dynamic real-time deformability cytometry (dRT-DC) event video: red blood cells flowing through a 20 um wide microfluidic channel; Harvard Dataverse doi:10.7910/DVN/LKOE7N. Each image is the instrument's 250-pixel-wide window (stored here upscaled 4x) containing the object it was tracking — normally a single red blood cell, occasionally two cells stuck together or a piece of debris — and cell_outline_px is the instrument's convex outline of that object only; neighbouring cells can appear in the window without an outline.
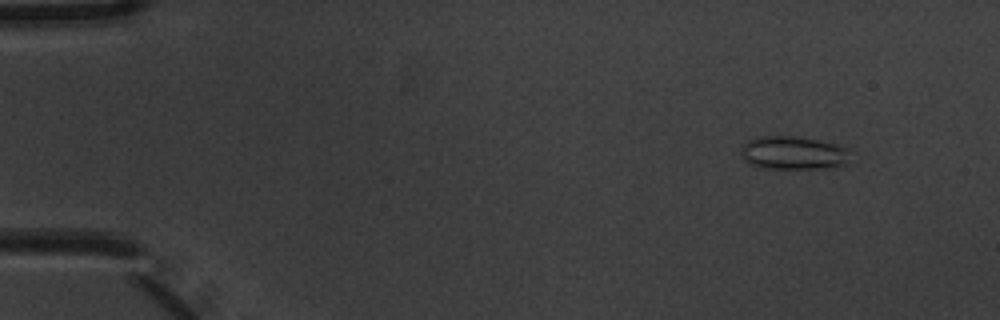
{"species": "common noctule bat (a hibernating species)", "species_latin": "Nyctalus noctula", "temperature_condition": "warm", "stored_images_in_passage": 5, "camera_frame_rate_fps": 3000, "um_per_image_px": 0.085, "animal": {"sex": "male", "body_mass_g": 20.1, "forearm_length_mm": 53.5}, "frame": {"image": 1, "passage_image": 2, "time_ms": 0.333, "image_size_px": [1000, 320], "cell_outline_px": [[848, 164], [832, 168], [760, 168], [744, 160], [740, 152], [740, 144], [756, 136], [796, 136], [836, 144], [848, 148]], "centroid_in_image_um": [67.39, 12.99], "position_along_channel_um": 17.6, "area_um2": 21.44}}
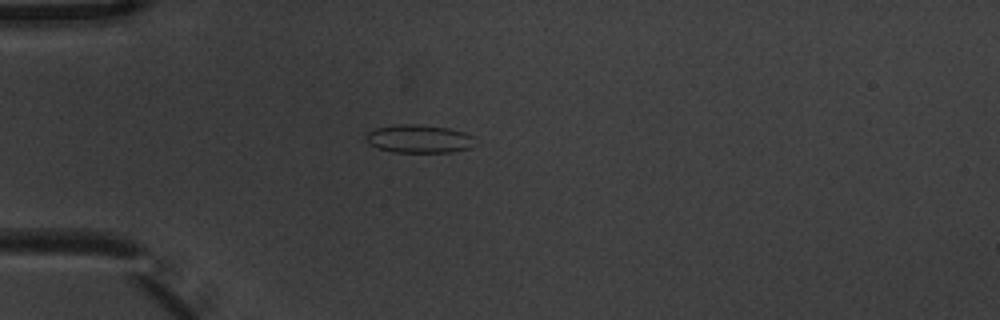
{"frame": {"image": 2, "passage_image": 4, "time_ms": 1.0, "image_size_px": [1000, 320], "cell_outline_px": [[472, 136], [468, 148], [452, 152], [392, 152], [376, 148], [368, 144], [364, 136], [368, 132], [376, 128], [400, 124], [416, 124], [448, 128], [464, 132]], "centroid_in_image_um": [35.51, 11.8], "position_along_channel_um": 49.5, "area_um2": 17.69}}